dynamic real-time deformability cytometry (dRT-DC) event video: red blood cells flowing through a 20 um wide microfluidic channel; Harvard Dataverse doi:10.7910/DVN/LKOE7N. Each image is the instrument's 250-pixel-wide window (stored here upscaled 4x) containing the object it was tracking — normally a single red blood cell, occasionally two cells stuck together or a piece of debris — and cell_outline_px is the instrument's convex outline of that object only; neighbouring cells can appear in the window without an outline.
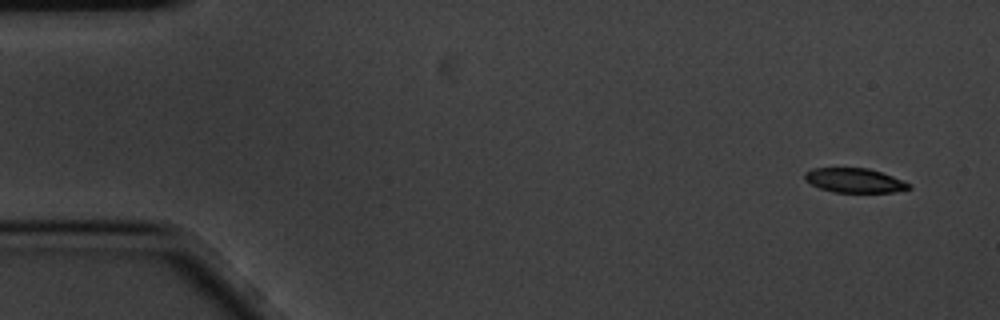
{"species": "common noctule bat (a hibernating species)", "species_latin": "Nyctalus noctula", "temperature_condition": "cold", "stored_images_in_passage": 5, "segment_of_instrument_passage": [2, 2], "camera_frame_rate_fps": 3000, "um_per_image_px": 0.085, "animal": {"sex": "male", "body_mass_g": 20.1, "forearm_length_mm": 53.5}, "frame": {"image": 1, "passage_image": 5, "time_ms": 1.333, "image_size_px": [1000, 320], "cell_outline_px": [[912, 188], [892, 192], [832, 192], [820, 188], [804, 180], [804, 172], [812, 168], [868, 168], [892, 176], [912, 184]], "centroid_in_image_um": [72.62, 15.33], "position_along_channel_um": 12.4, "area_um2": 14.8}}